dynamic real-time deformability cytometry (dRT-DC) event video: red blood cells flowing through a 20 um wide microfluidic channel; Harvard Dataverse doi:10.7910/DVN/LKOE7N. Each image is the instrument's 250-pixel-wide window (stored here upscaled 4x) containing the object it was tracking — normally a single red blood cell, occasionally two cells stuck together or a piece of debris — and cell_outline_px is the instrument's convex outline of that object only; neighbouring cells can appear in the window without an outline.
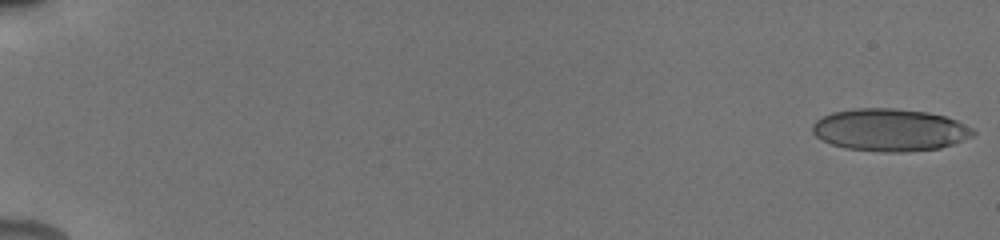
{"species": "human", "species_latin": "Homo sapiens", "temperature_condition": "cold", "stored_images_in_passage": 44, "camera_frame_rate_fps": 3000, "um_per_image_px": 0.085, "donor": {"sex": "male"}, "frame": {"image": 1, "passage_image": 1, "time_ms": 0.0, "image_size_px": [1000, 240], "cell_outline_px": [[976, 132], [972, 136], [952, 144], [940, 148], [904, 152], [880, 152], [844, 148], [832, 144], [816, 136], [812, 132], [812, 124], [816, 120], [832, 112], [856, 108], [896, 108], [928, 112], [944, 116], [956, 120], [972, 128]], "centroid_in_image_um": [75.62, 11.04], "position_along_channel_um": 9.4, "area_um2": 39.71}}
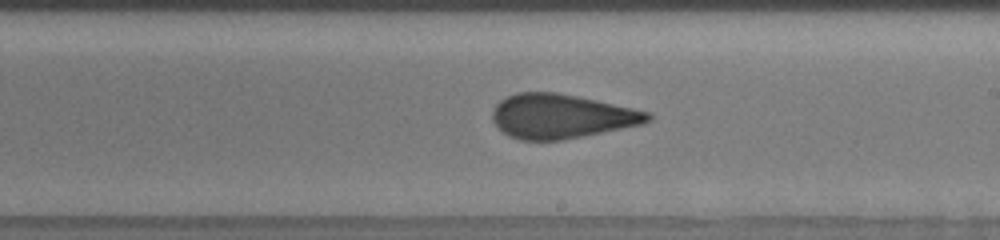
{"frame": {"image": 2, "passage_image": 29, "time_ms": 11.0, "image_size_px": [1000, 240], "cell_outline_px": [[652, 120], [644, 124], [564, 140], [520, 140], [508, 136], [492, 120], [492, 112], [496, 104], [500, 100], [516, 92], [556, 92], [596, 100], [652, 112]], "centroid_in_image_um": [47.74, 9.88], "position_along_channel_um": 241.3, "area_um2": 40.23}}
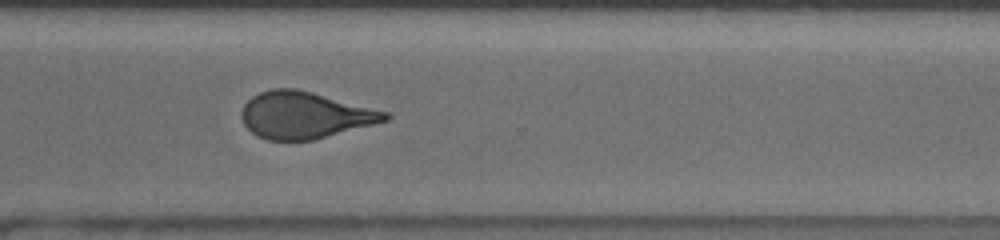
{"frame": {"image": 3, "passage_image": 37, "time_ms": 13.667, "image_size_px": [1000, 240], "cell_outline_px": [[392, 116], [388, 120], [376, 124], [312, 140], [268, 140], [256, 136], [244, 124], [240, 116], [240, 112], [244, 104], [252, 96], [260, 92], [272, 88], [296, 88], [312, 92], [388, 112]], "centroid_in_image_um": [25.89, 9.79], "position_along_channel_um": 344.7, "area_um2": 39.13}, "authors_computed_cell_mechanics": {"area_um2": 39.5063, "velocity_mm_per_s": 3.8801, "shape_relaxation_time_tau1_ms": null, "shape_relaxation_time_tau2_ms": 1.3359, "deformation_change_tau1": null, "deformation_change_tau2": 0.1049}}